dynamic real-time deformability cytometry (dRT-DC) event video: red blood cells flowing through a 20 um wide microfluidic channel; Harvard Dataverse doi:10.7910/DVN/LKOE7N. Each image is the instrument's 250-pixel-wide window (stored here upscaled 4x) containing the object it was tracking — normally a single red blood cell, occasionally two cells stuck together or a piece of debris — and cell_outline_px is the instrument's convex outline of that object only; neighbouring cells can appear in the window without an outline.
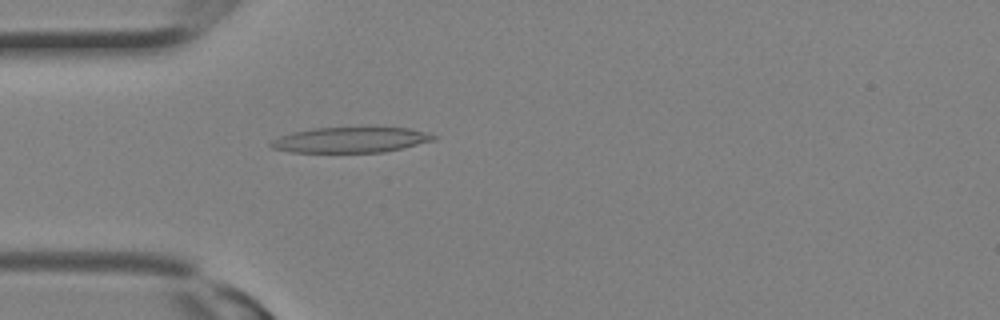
{"species": "Egyptian fruit bat (a non-hibernating species)", "species_latin": "Rousettus aegyptiacus", "temperature_condition": "room temperature", "stored_images_in_passage": 4, "camera_frame_rate_fps": 3000, "um_per_image_px": 0.085, "animal": {"sex": "female"}, "frame": {"image": 1, "passage_image": 2, "time_ms": 0.333, "image_size_px": [1000, 320], "cell_outline_px": [[440, 136], [436, 140], [404, 148], [384, 152], [292, 152], [272, 148], [268, 144], [272, 140], [280, 136], [292, 132], [312, 128], [408, 128]], "centroid_in_image_um": [29.82, 11.89], "position_along_channel_um": 55.2, "area_um2": 24.1}}
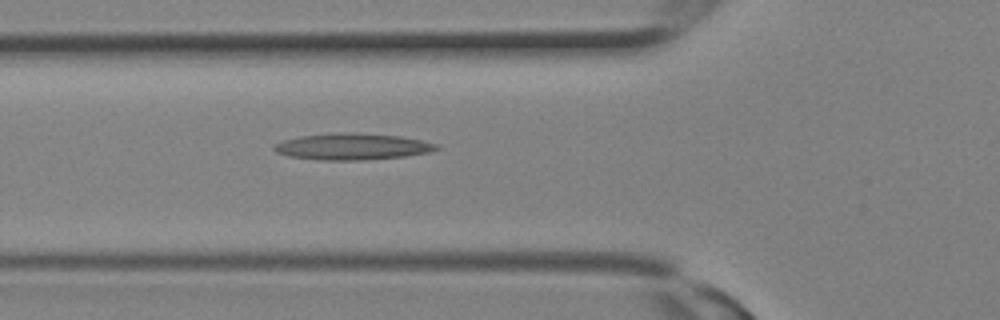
{"frame": {"image": 2, "passage_image": 4, "time_ms": 1.0, "image_size_px": [1000, 320], "cell_outline_px": [[440, 148], [428, 152], [404, 156], [360, 160], [324, 160], [288, 156], [276, 152], [272, 148], [272, 144], [284, 140], [300, 136], [336, 132], [352, 132], [400, 136], [440, 144]], "centroid_in_image_um": [29.92, 12.45], "position_along_channel_um": 95.9, "area_um2": 25.03}}